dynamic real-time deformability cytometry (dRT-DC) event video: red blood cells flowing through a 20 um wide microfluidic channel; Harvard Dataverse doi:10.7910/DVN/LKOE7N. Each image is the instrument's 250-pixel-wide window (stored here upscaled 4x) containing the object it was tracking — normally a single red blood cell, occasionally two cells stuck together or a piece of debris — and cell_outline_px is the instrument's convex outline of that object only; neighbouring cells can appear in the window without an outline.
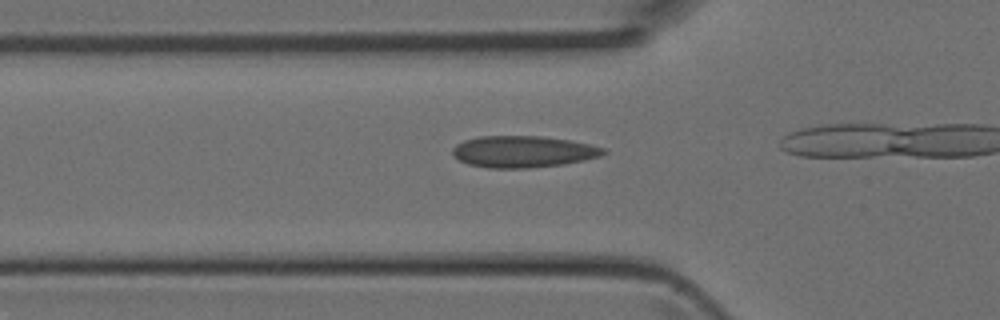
{"species": "Egyptian fruit bat (a non-hibernating species)", "species_latin": "Rousettus aegyptiacus", "temperature_condition": "room temperature", "stored_images_in_passage": 12, "camera_frame_rate_fps": 3000, "um_per_image_px": 0.085, "animal": {"sex": "female"}, "frame": {"image": 1, "passage_image": 10, "time_ms": 3.0, "image_size_px": [1000, 320], "cell_outline_px": [[608, 152], [600, 156], [584, 160], [560, 164], [528, 168], [488, 168], [468, 164], [460, 160], [452, 152], [452, 148], [456, 144], [464, 140], [476, 136], [540, 136], [568, 140], [588, 144], [604, 148]], "centroid_in_image_um": [44.43, 12.88], "position_along_channel_um": 81.4, "area_um2": 27.63}}